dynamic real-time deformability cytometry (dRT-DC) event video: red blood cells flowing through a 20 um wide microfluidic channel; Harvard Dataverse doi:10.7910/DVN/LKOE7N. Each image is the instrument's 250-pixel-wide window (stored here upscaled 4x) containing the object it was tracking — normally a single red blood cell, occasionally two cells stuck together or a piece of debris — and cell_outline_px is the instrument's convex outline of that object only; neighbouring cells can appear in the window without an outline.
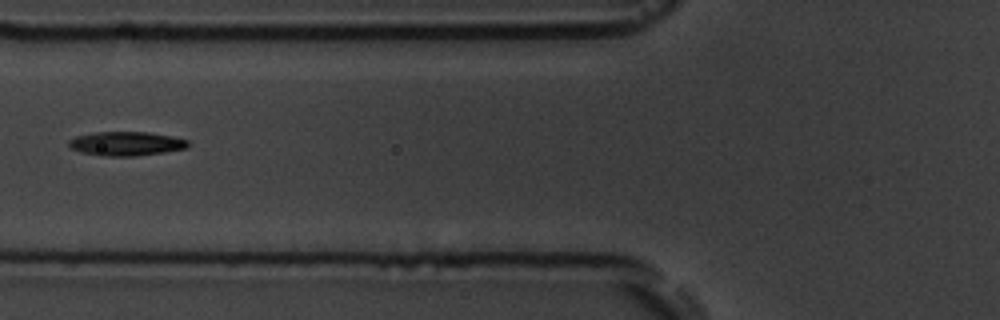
{"species": "common noctule bat (a hibernating species)", "species_latin": "Nyctalus noctula", "temperature_condition": "room temperature", "stored_images_in_passage": 11, "camera_frame_rate_fps": 3000, "um_per_image_px": 0.085, "animal": {"sex": "male", "body_mass_g": 19.5, "forearm_length_mm": 54.6}, "frame": {"image": 1, "passage_image": 7, "time_ms": 7.667, "image_size_px": [1000, 320], "cell_outline_px": [[188, 148], [164, 152], [136, 156], [100, 156], [80, 152], [72, 148], [68, 144], [68, 140], [76, 136], [96, 132], [148, 132], [172, 136], [188, 140]], "centroid_in_image_um": [10.72, 12.21], "position_along_channel_um": 115.1, "area_um2": 16.76}}
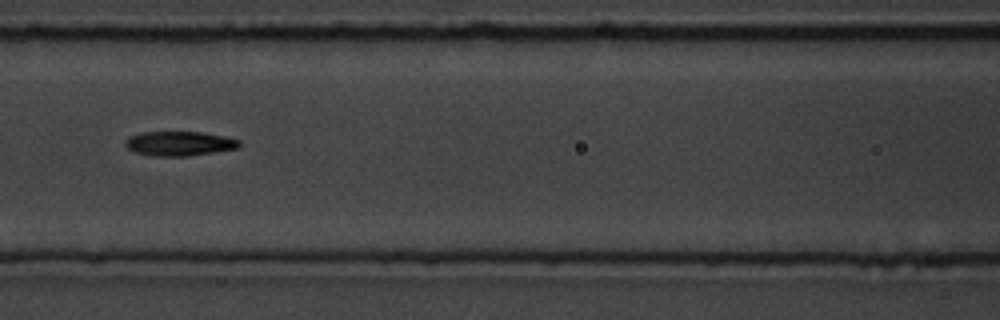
{"frame": {"image": 2, "passage_image": 8, "time_ms": 8.667, "image_size_px": [1000, 320], "cell_outline_px": [[240, 144], [236, 148], [188, 156], [152, 156], [136, 152], [128, 148], [124, 144], [124, 140], [128, 136], [140, 132], [200, 132], [224, 136], [240, 140]], "centroid_in_image_um": [15.18, 12.19], "position_along_channel_um": 151.4, "area_um2": 16.18}}